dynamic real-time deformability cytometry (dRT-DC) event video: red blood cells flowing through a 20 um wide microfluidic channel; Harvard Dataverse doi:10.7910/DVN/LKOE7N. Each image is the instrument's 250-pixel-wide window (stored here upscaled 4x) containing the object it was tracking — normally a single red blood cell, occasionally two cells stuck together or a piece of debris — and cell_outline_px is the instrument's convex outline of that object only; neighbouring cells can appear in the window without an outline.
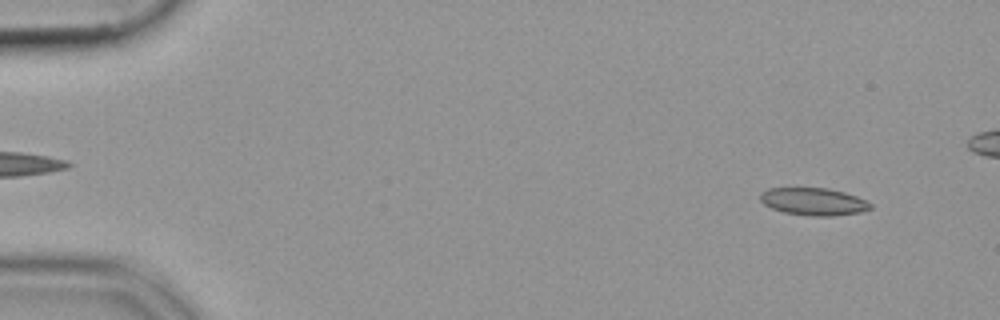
{"species": "common noctule bat (a hibernating species)", "species_latin": "Nyctalus noctula", "temperature_condition": "cold", "stored_images_in_passage": 49, "camera_frame_rate_fps": 3000, "um_per_image_px": 0.085, "animal": {"sex": "female", "body_mass_g": 19.9}, "frame": {"image": 1, "passage_image": 4, "time_ms": 1.0, "image_size_px": [1000, 320], "cell_outline_px": [[872, 208], [860, 212], [832, 216], [812, 216], [784, 212], [772, 208], [764, 204], [760, 200], [760, 196], [768, 188], [828, 188], [844, 192], [856, 196], [872, 204]], "centroid_in_image_um": [69.16, 17.13], "position_along_channel_um": 15.8, "area_um2": 17.46}}
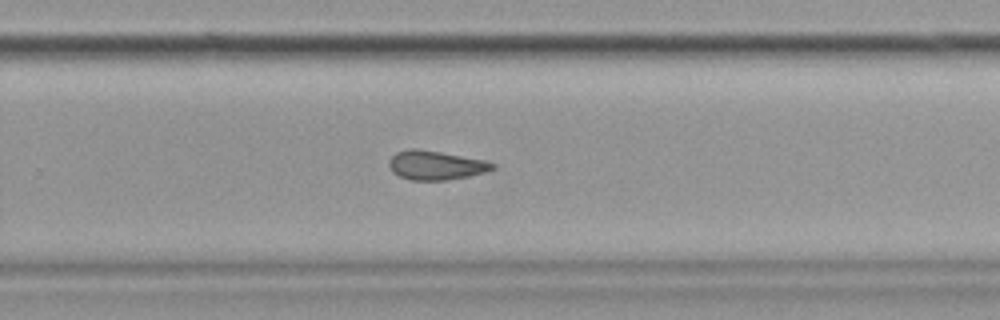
{"frame": {"image": 2, "passage_image": 35, "time_ms": 11.333, "image_size_px": [1000, 320], "cell_outline_px": [[496, 168], [484, 172], [468, 176], [444, 180], [412, 180], [400, 176], [392, 172], [388, 164], [388, 160], [396, 152], [408, 148], [416, 148], [440, 152], [484, 160], [496, 164]], "centroid_in_image_um": [37.0, 14.04], "position_along_channel_um": 292.8, "area_um2": 17.46}}
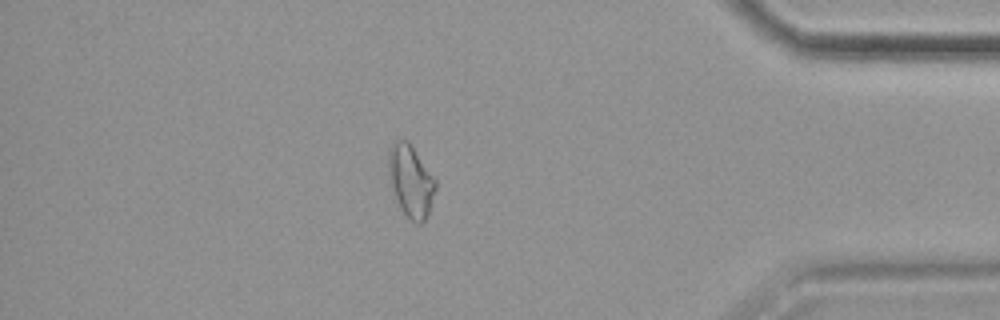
{"frame": {"image": 3, "passage_image": 46, "time_ms": 15.0, "image_size_px": [1000, 320], "cell_outline_px": [[436, 188], [428, 216], [420, 224], [416, 224], [400, 208], [392, 184], [388, 164], [388, 152], [392, 144], [396, 140], [408, 140], [436, 180]], "centroid_in_image_um": [34.94, 15.38], "position_along_channel_um": 400.3, "area_um2": 19.31}}